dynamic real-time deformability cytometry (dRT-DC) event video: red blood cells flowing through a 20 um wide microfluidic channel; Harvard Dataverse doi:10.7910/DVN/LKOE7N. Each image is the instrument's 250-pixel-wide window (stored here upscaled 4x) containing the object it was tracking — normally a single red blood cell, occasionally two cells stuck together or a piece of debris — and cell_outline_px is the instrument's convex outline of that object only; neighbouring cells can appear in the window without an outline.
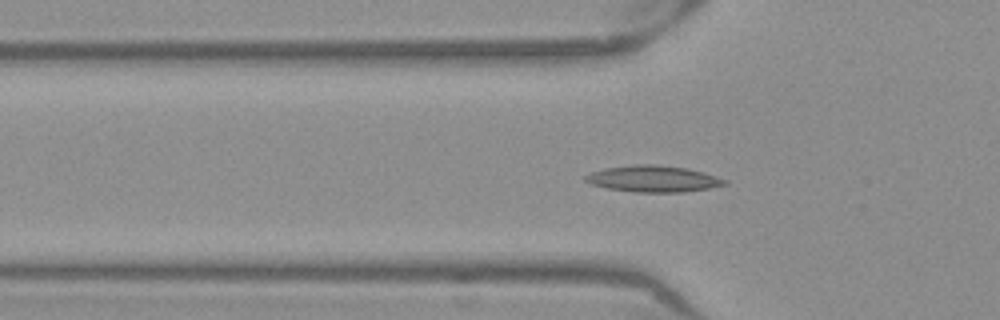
{"species": "Egyptian fruit bat (a non-hibernating species)", "species_latin": "Rousettus aegyptiacus", "temperature_condition": "warm", "stored_images_in_passage": 54, "segment_of_instrument_passage": [1, 2], "camera_frame_rate_fps": 3000, "um_per_image_px": 0.085, "frame": {"image": 1, "passage_image": 18, "time_ms": 5.667, "image_size_px": [1000, 320], "cell_outline_px": [[728, 184], [708, 188], [684, 192], [636, 192], [608, 188], [592, 184], [584, 180], [584, 176], [592, 172], [604, 168], [636, 164], [656, 164], [688, 168], [728, 180]], "centroid_in_image_um": [55.53, 15.19], "position_along_channel_um": 70.3, "area_um2": 21.33}}
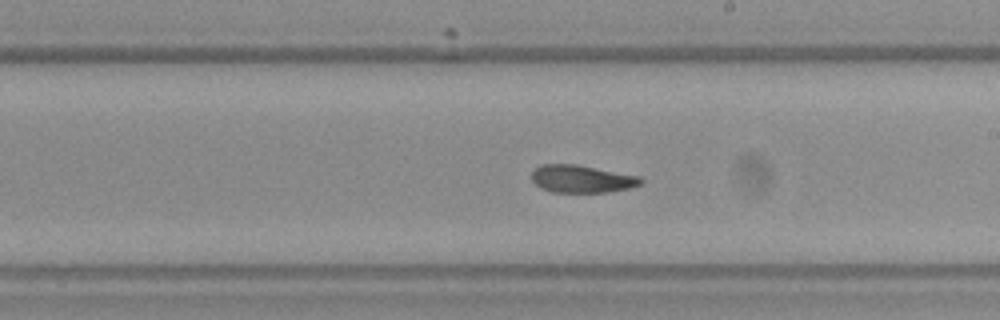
{"frame": {"image": 2, "passage_image": 31, "time_ms": 10.0, "image_size_px": [1000, 320], "cell_outline_px": [[644, 180], [640, 184], [628, 188], [608, 192], [552, 192], [540, 188], [532, 180], [532, 172], [540, 164], [576, 164], [640, 176]], "centroid_in_image_um": [49.44, 15.2], "position_along_channel_um": 239.6, "area_um2": 17.51}}
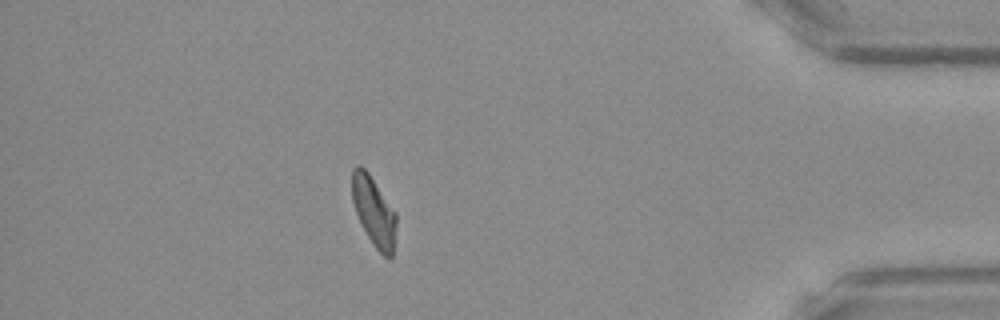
{"frame": {"image": 3, "passage_image": 47, "time_ms": 15.333, "image_size_px": [1000, 320], "cell_outline_px": [[396, 224], [392, 256], [388, 260], [372, 244], [356, 212], [352, 200], [352, 168], [356, 164], [360, 164], [368, 172], [396, 212]], "centroid_in_image_um": [31.77, 17.94], "position_along_channel_um": 403.4, "area_um2": 17.74}}